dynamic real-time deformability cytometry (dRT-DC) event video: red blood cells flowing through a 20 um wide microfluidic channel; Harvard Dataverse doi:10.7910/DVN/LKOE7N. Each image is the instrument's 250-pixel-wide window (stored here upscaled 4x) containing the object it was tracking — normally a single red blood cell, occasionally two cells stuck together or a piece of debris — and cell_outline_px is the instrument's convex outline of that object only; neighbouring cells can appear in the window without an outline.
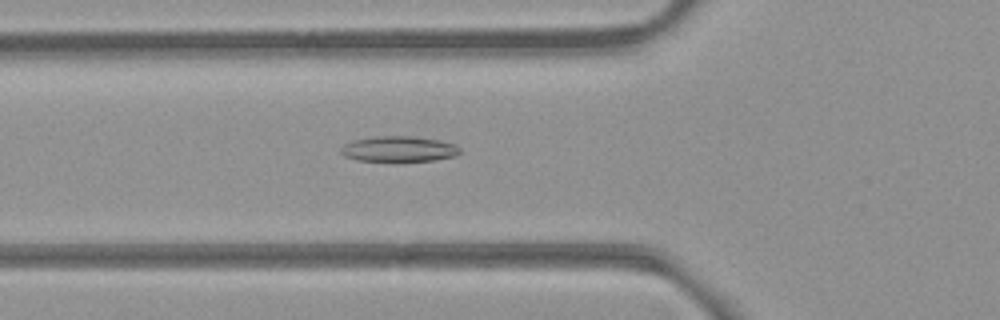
{"species": "common noctule bat (a hibernating species)", "species_latin": "Nyctalus noctula", "temperature_condition": "room temperature", "stored_images_in_passage": 47, "camera_frame_rate_fps": 3000, "um_per_image_px": 0.085, "animal": {"sex": "female", "body_mass_g": 21.9}, "frame": {"image": 1, "passage_image": 13, "time_ms": 4.0, "image_size_px": [1000, 320], "cell_outline_px": [[460, 152], [456, 156], [436, 160], [400, 164], [392, 164], [356, 160], [344, 156], [340, 152], [340, 148], [344, 144], [352, 140], [376, 136], [412, 136], [440, 140], [452, 144], [460, 148]], "centroid_in_image_um": [33.86, 12.72], "position_along_channel_um": 91.9, "area_um2": 18.79}}
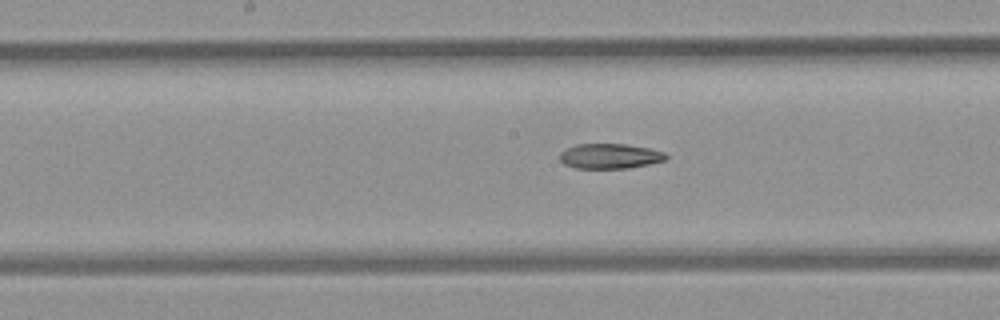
{"frame": {"image": 2, "passage_image": 21, "time_ms": 6.667, "image_size_px": [1000, 320], "cell_outline_px": [[668, 156], [664, 160], [648, 164], [628, 168], [576, 168], [564, 164], [560, 160], [560, 152], [576, 144], [624, 144], [648, 148], [664, 152]], "centroid_in_image_um": [51.82, 13.27], "position_along_channel_um": 196.4, "area_um2": 15.32}}
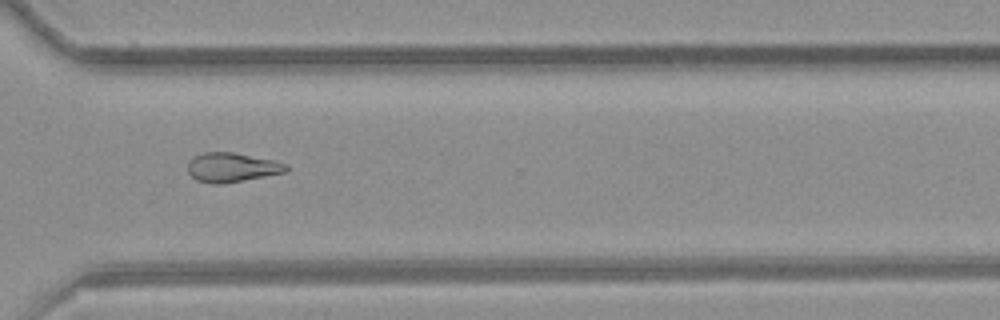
{"frame": {"image": 3, "passage_image": 33, "time_ms": 10.667, "image_size_px": [1000, 320], "cell_outline_px": [[288, 168], [284, 172], [224, 184], [212, 184], [196, 180], [188, 172], [188, 160], [204, 152], [232, 152], [272, 160], [288, 164]], "centroid_in_image_um": [19.67, 14.23], "position_along_channel_um": 350.9, "area_um2": 16.65}}